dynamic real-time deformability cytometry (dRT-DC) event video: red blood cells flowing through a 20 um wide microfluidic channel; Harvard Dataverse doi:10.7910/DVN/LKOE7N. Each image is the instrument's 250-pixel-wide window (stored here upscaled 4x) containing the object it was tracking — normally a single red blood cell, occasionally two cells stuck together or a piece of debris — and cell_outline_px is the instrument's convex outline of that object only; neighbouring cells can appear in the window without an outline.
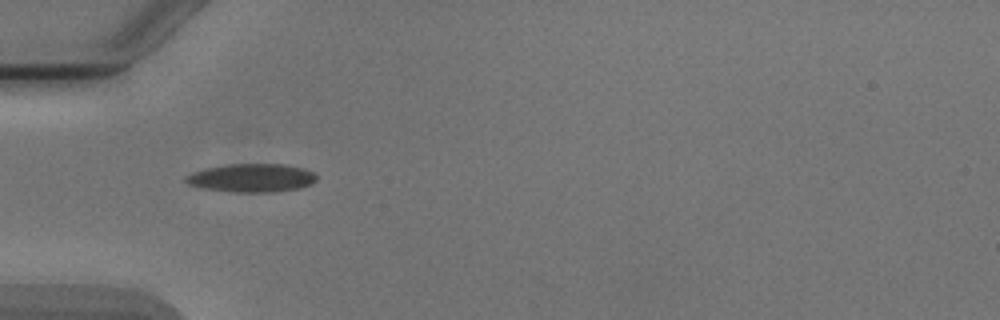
{"species": "Egyptian fruit bat (a non-hibernating species)", "species_latin": "Rousettus aegyptiacus", "temperature_condition": "cold", "stored_images_in_passage": 4, "camera_frame_rate_fps": 3000, "um_per_image_px": 0.085, "animal": {"sex": "male"}, "frame": {"image": 1, "passage_image": 3, "time_ms": 2.333, "image_size_px": [1000, 320], "cell_outline_px": [[316, 180], [300, 188], [272, 192], [232, 192], [204, 188], [188, 184], [184, 180], [184, 176], [192, 172], [208, 168], [228, 164], [284, 164], [304, 168], [312, 172], [316, 176]], "centroid_in_image_um": [21.37, 15.12], "position_along_channel_um": 63.6, "area_um2": 21.5}}
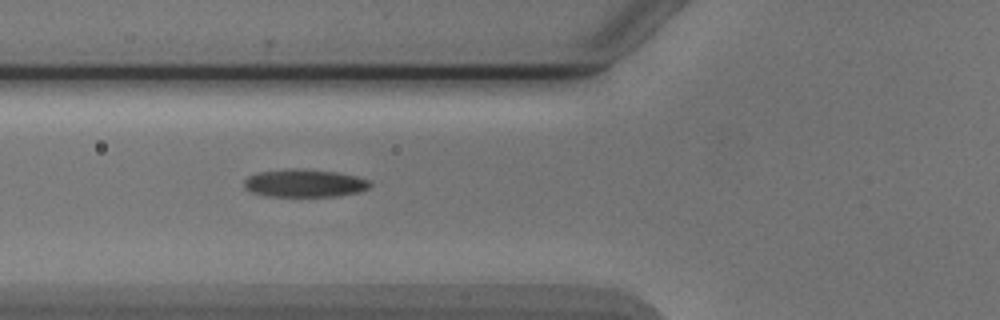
{"frame": {"image": 2, "passage_image": 4, "time_ms": 3.333, "image_size_px": [1000, 320], "cell_outline_px": [[372, 184], [368, 188], [360, 192], [336, 196], [264, 196], [252, 192], [244, 188], [244, 180], [248, 176], [256, 172], [288, 168], [300, 168], [336, 172], [356, 176], [368, 180]], "centroid_in_image_um": [25.85, 15.56], "position_along_channel_um": 100.0, "area_um2": 20.63}}